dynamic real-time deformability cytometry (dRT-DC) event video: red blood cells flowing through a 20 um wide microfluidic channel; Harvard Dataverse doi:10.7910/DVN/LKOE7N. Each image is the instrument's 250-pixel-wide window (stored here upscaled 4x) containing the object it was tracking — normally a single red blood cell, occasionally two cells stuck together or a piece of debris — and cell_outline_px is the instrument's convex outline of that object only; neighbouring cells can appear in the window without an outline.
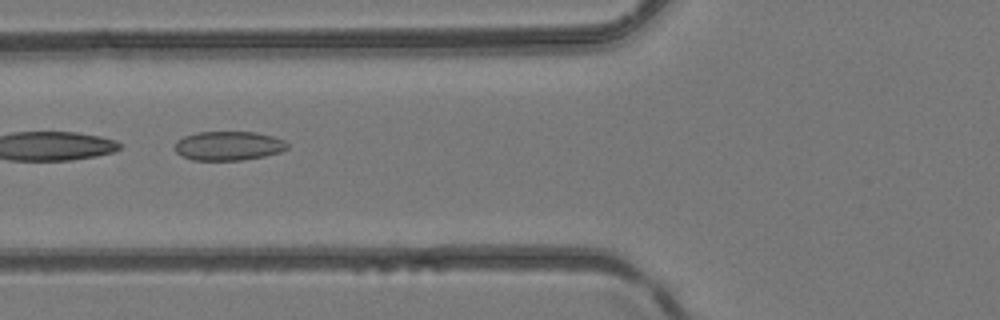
{"species": "common noctule bat (a hibernating species)", "species_latin": "Nyctalus noctula", "temperature_condition": "room temperature", "stored_images_in_passage": 45, "camera_frame_rate_fps": 3000, "um_per_image_px": 0.085, "animal": {"sex": "female", "body_mass_g": 24.6, "forearm_length_mm": 56.2}, "frame": {"image": 1, "passage_image": 19, "time_ms": 6.0, "image_size_px": [1000, 320], "cell_outline_px": [[288, 148], [280, 152], [264, 156], [240, 160], [192, 160], [176, 152], [172, 148], [176, 140], [184, 136], [196, 132], [256, 132], [272, 136], [284, 140], [288, 144]], "centroid_in_image_um": [19.39, 12.39], "position_along_channel_um": 106.4, "area_um2": 19.19}}